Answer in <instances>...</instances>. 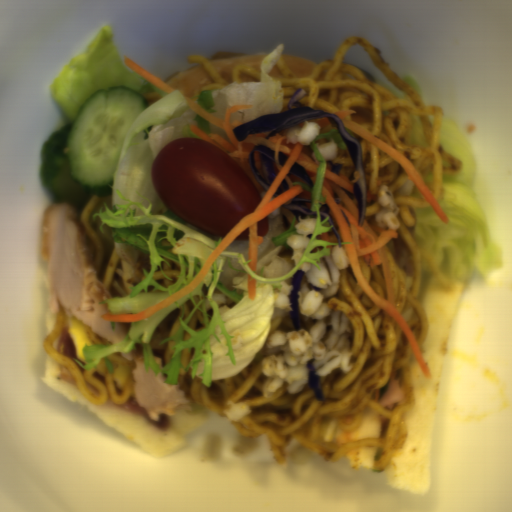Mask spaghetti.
Returning a JSON list of instances; mask_svg holds the SVG:
<instances>
[{"mask_svg": "<svg viewBox=\"0 0 512 512\" xmlns=\"http://www.w3.org/2000/svg\"><path fill=\"white\" fill-rule=\"evenodd\" d=\"M327 244L329 256H321L332 283L320 289L301 282L308 289L322 293L329 309L343 313L347 337L343 349H331L313 360L317 388L324 400L316 397L310 381L297 393L288 391L286 381L273 396H265L268 377L262 359L268 356L266 343L280 329L295 327L290 312L278 307L271 316V330L263 347L236 375L202 384L205 362H198L194 376L191 360L194 349H181L177 387L183 389L190 403L220 414L235 405L245 406L244 414L232 421L242 434L266 439L273 461L282 464L290 442L327 464L338 461L347 449H380L373 468H390L399 448L405 445L408 426L406 415L414 403L413 367L415 355L401 326L376 305L359 286L350 263L338 269Z\"/></svg>", "mask_w": 512, "mask_h": 512, "instance_id": "1", "label": "spaghetti"}, {"mask_svg": "<svg viewBox=\"0 0 512 512\" xmlns=\"http://www.w3.org/2000/svg\"><path fill=\"white\" fill-rule=\"evenodd\" d=\"M281 82L282 112L302 88V106L334 113L351 110L343 118L408 159L438 203L444 174L463 169V160L441 143L444 112L426 105L418 89L392 69L365 37H349L331 58L314 67L310 77L292 72L280 56L269 72Z\"/></svg>", "mask_w": 512, "mask_h": 512, "instance_id": "2", "label": "spaghetti"}, {"mask_svg": "<svg viewBox=\"0 0 512 512\" xmlns=\"http://www.w3.org/2000/svg\"><path fill=\"white\" fill-rule=\"evenodd\" d=\"M345 129L360 143L366 191L378 197L381 185L385 184L398 206L396 217L400 227L394 230L397 237L376 250L381 262L375 267L368 264L364 254L359 255L361 273L371 289L404 318L421 349L429 323L419 300L420 247L414 240L413 228L418 225L415 209L430 205L402 164L362 136Z\"/></svg>", "mask_w": 512, "mask_h": 512, "instance_id": "3", "label": "spaghetti"}, {"mask_svg": "<svg viewBox=\"0 0 512 512\" xmlns=\"http://www.w3.org/2000/svg\"><path fill=\"white\" fill-rule=\"evenodd\" d=\"M105 205L112 209V195H92L76 211V217L84 231L85 247L96 278L115 297H124L131 292L130 285L138 284L147 276L143 269L150 271L147 253L125 242H116L112 228L103 224L97 212L105 211Z\"/></svg>", "mask_w": 512, "mask_h": 512, "instance_id": "4", "label": "spaghetti"}, {"mask_svg": "<svg viewBox=\"0 0 512 512\" xmlns=\"http://www.w3.org/2000/svg\"><path fill=\"white\" fill-rule=\"evenodd\" d=\"M63 327L70 328L67 315L59 302V311L54 313V325L42 345L54 362L66 367L72 374L80 396L96 405H104L108 401L125 404L135 389L132 371L137 365L134 367L118 350L106 355L113 366L112 372L106 367L104 356L100 357L93 368L83 369L74 358L59 351L58 337Z\"/></svg>", "mask_w": 512, "mask_h": 512, "instance_id": "5", "label": "spaghetti"}, {"mask_svg": "<svg viewBox=\"0 0 512 512\" xmlns=\"http://www.w3.org/2000/svg\"><path fill=\"white\" fill-rule=\"evenodd\" d=\"M181 313L182 308L173 310L161 320L152 333L150 341L151 355L157 366L164 367L174 351L173 346L176 341L170 340L165 344H161V342L177 332L181 324L179 319Z\"/></svg>", "mask_w": 512, "mask_h": 512, "instance_id": "6", "label": "spaghetti"}, {"mask_svg": "<svg viewBox=\"0 0 512 512\" xmlns=\"http://www.w3.org/2000/svg\"><path fill=\"white\" fill-rule=\"evenodd\" d=\"M187 60L195 62L197 64H201L211 81L207 83L205 86L200 88L201 92L203 90H217L222 87L228 86L225 81L222 79L218 70L212 65V63L206 58L205 55L201 54H193L188 56Z\"/></svg>", "mask_w": 512, "mask_h": 512, "instance_id": "7", "label": "spaghetti"}, {"mask_svg": "<svg viewBox=\"0 0 512 512\" xmlns=\"http://www.w3.org/2000/svg\"><path fill=\"white\" fill-rule=\"evenodd\" d=\"M326 169L349 178L355 169V162L349 155L347 149L339 148L335 159L327 160Z\"/></svg>", "mask_w": 512, "mask_h": 512, "instance_id": "8", "label": "spaghetti"}, {"mask_svg": "<svg viewBox=\"0 0 512 512\" xmlns=\"http://www.w3.org/2000/svg\"><path fill=\"white\" fill-rule=\"evenodd\" d=\"M163 256V255H162ZM166 261L170 263V266H168L163 260L160 261L161 266L165 272V274L171 279H168L164 276L162 269L160 265L156 269V271L153 273V278L155 282L163 286L164 288H169L172 286L179 278L180 276V265L177 264L175 261L163 256Z\"/></svg>", "mask_w": 512, "mask_h": 512, "instance_id": "9", "label": "spaghetti"}, {"mask_svg": "<svg viewBox=\"0 0 512 512\" xmlns=\"http://www.w3.org/2000/svg\"><path fill=\"white\" fill-rule=\"evenodd\" d=\"M242 75H247L259 82H262L261 71L247 63L236 64L232 70V84L239 82Z\"/></svg>", "mask_w": 512, "mask_h": 512, "instance_id": "10", "label": "spaghetti"}, {"mask_svg": "<svg viewBox=\"0 0 512 512\" xmlns=\"http://www.w3.org/2000/svg\"><path fill=\"white\" fill-rule=\"evenodd\" d=\"M384 205L381 201H368L366 199V210L364 217L368 221L369 224L377 225V214L384 209Z\"/></svg>", "mask_w": 512, "mask_h": 512, "instance_id": "11", "label": "spaghetti"}, {"mask_svg": "<svg viewBox=\"0 0 512 512\" xmlns=\"http://www.w3.org/2000/svg\"><path fill=\"white\" fill-rule=\"evenodd\" d=\"M195 332L205 330V318L202 310L195 309L193 315L187 323Z\"/></svg>", "mask_w": 512, "mask_h": 512, "instance_id": "12", "label": "spaghetti"}, {"mask_svg": "<svg viewBox=\"0 0 512 512\" xmlns=\"http://www.w3.org/2000/svg\"><path fill=\"white\" fill-rule=\"evenodd\" d=\"M318 203L320 205L321 212L326 213V214L329 215V217H330V219H331V221H332V223L334 225V228H335L336 232L339 235L341 246H343V245H352L351 241H343L341 233H340L339 228H338V225H337V223H336V221H335V219H334V217H333V215H332V213H331V211H330V209L328 207L327 201L326 202L318 201Z\"/></svg>", "mask_w": 512, "mask_h": 512, "instance_id": "13", "label": "spaghetti"}, {"mask_svg": "<svg viewBox=\"0 0 512 512\" xmlns=\"http://www.w3.org/2000/svg\"><path fill=\"white\" fill-rule=\"evenodd\" d=\"M308 121L318 123V125L320 127L319 134L320 133H328V132H330L333 129H338V127H336V126L331 124L328 116L327 117H323V118L308 120Z\"/></svg>", "mask_w": 512, "mask_h": 512, "instance_id": "14", "label": "spaghetti"}, {"mask_svg": "<svg viewBox=\"0 0 512 512\" xmlns=\"http://www.w3.org/2000/svg\"><path fill=\"white\" fill-rule=\"evenodd\" d=\"M316 240H322L327 242H335L338 243V239L334 233V231H325L324 233L317 235Z\"/></svg>", "mask_w": 512, "mask_h": 512, "instance_id": "15", "label": "spaghetti"}, {"mask_svg": "<svg viewBox=\"0 0 512 512\" xmlns=\"http://www.w3.org/2000/svg\"><path fill=\"white\" fill-rule=\"evenodd\" d=\"M298 320H299V324L302 329H307L308 327H310L312 324L315 323L309 317H307L306 315L300 314V313L298 316Z\"/></svg>", "mask_w": 512, "mask_h": 512, "instance_id": "16", "label": "spaghetti"}, {"mask_svg": "<svg viewBox=\"0 0 512 512\" xmlns=\"http://www.w3.org/2000/svg\"><path fill=\"white\" fill-rule=\"evenodd\" d=\"M301 152L308 156L310 159H312L318 165L319 160L310 145H303Z\"/></svg>", "mask_w": 512, "mask_h": 512, "instance_id": "17", "label": "spaghetti"}, {"mask_svg": "<svg viewBox=\"0 0 512 512\" xmlns=\"http://www.w3.org/2000/svg\"><path fill=\"white\" fill-rule=\"evenodd\" d=\"M355 178L354 179H350L349 183H351L352 185L355 186V182L359 180V176H360V173L357 172L356 170L353 172Z\"/></svg>", "mask_w": 512, "mask_h": 512, "instance_id": "18", "label": "spaghetti"}]
</instances>
